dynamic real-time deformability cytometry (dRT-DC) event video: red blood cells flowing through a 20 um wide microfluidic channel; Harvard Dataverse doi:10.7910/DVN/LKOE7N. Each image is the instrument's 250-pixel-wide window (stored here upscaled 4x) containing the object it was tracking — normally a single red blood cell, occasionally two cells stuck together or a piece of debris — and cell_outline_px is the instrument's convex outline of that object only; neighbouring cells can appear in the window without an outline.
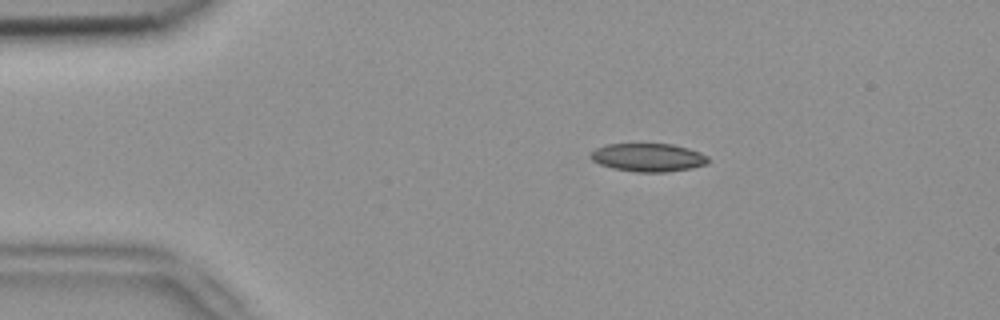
{"species": "common noctule bat (a hibernating species)", "species_latin": "Nyctalus noctula", "temperature_condition": "room temperature", "stored_images_in_passage": 4, "camera_frame_rate_fps": 3000, "um_per_image_px": 0.085, "animal": {"sex": "female", "body_mass_g": 18.4}, "frame": {"image": 1, "passage_image": 2, "time_ms": 0.333, "image_size_px": [1000, 320], "cell_outline_px": [[708, 164], [692, 168], [668, 172], [636, 172], [612, 168], [600, 164], [592, 160], [588, 156], [596, 148], [608, 144], [672, 144], [688, 148], [700, 152], [708, 156]], "centroid_in_image_um": [55.11, 13.39], "position_along_channel_um": 29.9, "area_um2": 19.42}}